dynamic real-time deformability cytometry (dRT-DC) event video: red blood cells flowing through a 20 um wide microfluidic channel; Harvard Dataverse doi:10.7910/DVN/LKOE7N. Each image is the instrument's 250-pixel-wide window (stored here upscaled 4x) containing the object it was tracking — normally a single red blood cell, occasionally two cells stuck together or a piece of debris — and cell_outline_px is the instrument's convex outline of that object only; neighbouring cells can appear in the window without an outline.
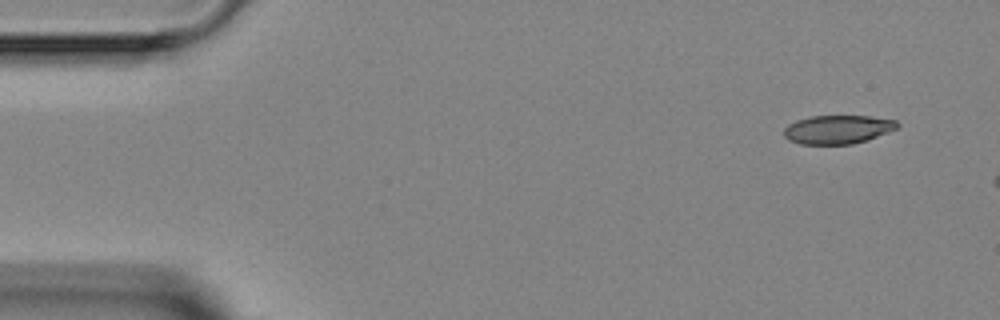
{"species": "Egyptian fruit bat (a non-hibernating species)", "species_latin": "Rousettus aegyptiacus", "temperature_condition": "room temperature", "stored_images_in_passage": 3, "camera_frame_rate_fps": 3000, "um_per_image_px": 0.085, "animal": {"sex": "female"}, "frame": {"image": 1, "passage_image": 1, "time_ms": 0.0, "image_size_px": [1000, 320], "cell_outline_px": [[900, 124], [896, 128], [888, 132], [852, 144], [800, 144], [788, 140], [784, 136], [784, 128], [788, 124], [796, 120], [812, 116], [872, 116], [896, 120]], "centroid_in_image_um": [71.18, 10.99], "position_along_channel_um": 13.8, "area_um2": 18.84}}